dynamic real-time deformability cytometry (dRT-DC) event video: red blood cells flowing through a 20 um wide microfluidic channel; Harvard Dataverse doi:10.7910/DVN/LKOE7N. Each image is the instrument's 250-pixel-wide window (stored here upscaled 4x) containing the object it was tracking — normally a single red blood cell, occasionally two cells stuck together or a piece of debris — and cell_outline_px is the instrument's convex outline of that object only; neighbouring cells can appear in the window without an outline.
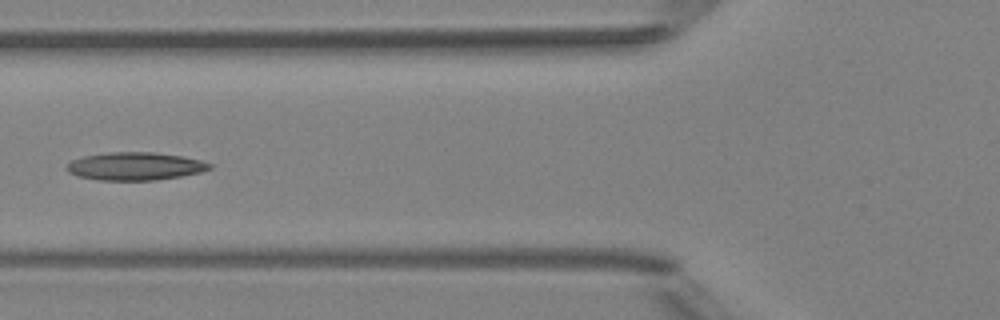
{"species": "Egyptian fruit bat (a non-hibernating species)", "species_latin": "Rousettus aegyptiacus", "temperature_condition": "room temperature", "stored_images_in_passage": 6, "camera_frame_rate_fps": 3000, "um_per_image_px": 0.085, "animal": {"sex": "female"}, "frame": {"image": 1, "passage_image": 6, "time_ms": 5.667, "image_size_px": [1000, 320], "cell_outline_px": [[212, 168], [200, 172], [180, 176], [156, 180], [96, 180], [76, 176], [68, 172], [64, 168], [72, 160], [84, 156], [108, 152], [152, 152], [180, 156], [200, 160], [212, 164]], "centroid_in_image_um": [11.44, 14.13], "position_along_channel_um": 114.4, "area_um2": 23.24}}